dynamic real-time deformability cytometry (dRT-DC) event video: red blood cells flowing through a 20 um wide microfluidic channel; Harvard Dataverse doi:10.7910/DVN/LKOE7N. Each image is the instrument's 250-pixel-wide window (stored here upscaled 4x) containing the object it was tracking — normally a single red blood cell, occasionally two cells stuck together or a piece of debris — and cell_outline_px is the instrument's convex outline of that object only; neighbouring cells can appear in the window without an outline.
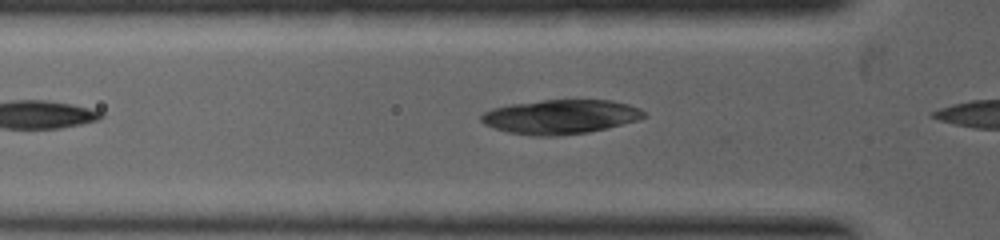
{"species": "common noctule bat (a hibernating species)", "species_latin": "Nyctalus noctula", "temperature_condition": "warm", "stored_images_in_passage": 4, "camera_frame_rate_fps": 5000, "um_per_image_px": 0.085, "animal": {"sex": "female", "body_mass_g": 19.0, "forearm_length_mm": 53.3}, "frame": {"image": 1, "passage_image": 2, "time_ms": 0.8, "image_size_px": [1000, 240], "cell_outline_px": [[648, 116], [640, 120], [608, 128], [588, 132], [556, 136], [536, 136], [508, 132], [484, 124], [480, 120], [480, 116], [484, 112], [492, 108], [512, 104], [540, 100], [612, 100], [628, 104], [640, 108]], "centroid_in_image_um": [47.68, 9.92], "position_along_channel_um": 78.1, "area_um2": 32.66}}